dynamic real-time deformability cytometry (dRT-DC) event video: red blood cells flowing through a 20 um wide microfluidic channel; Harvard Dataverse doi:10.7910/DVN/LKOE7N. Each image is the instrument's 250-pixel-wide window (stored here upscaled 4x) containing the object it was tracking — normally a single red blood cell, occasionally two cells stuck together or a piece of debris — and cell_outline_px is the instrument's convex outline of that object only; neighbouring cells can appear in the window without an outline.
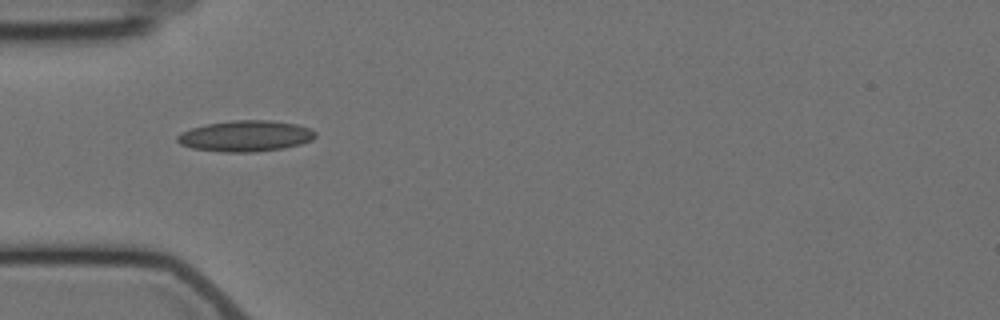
{"species": "Egyptian fruit bat (a non-hibernating species)", "species_latin": "Rousettus aegyptiacus", "temperature_condition": "cold", "stored_images_in_passage": 4, "camera_frame_rate_fps": 3000, "um_per_image_px": 0.085, "animal": {"sex": "female"}, "frame": {"image": 1, "passage_image": 1, "time_ms": 0.0, "image_size_px": [1000, 320], "cell_outline_px": [[316, 136], [312, 140], [300, 144], [284, 148], [252, 152], [220, 152], [192, 148], [180, 144], [176, 140], [176, 136], [180, 132], [192, 128], [208, 124], [232, 120], [268, 120], [296, 124], [308, 128], [316, 132]], "centroid_in_image_um": [20.85, 11.56], "position_along_channel_um": 64.1, "area_um2": 24.91}}
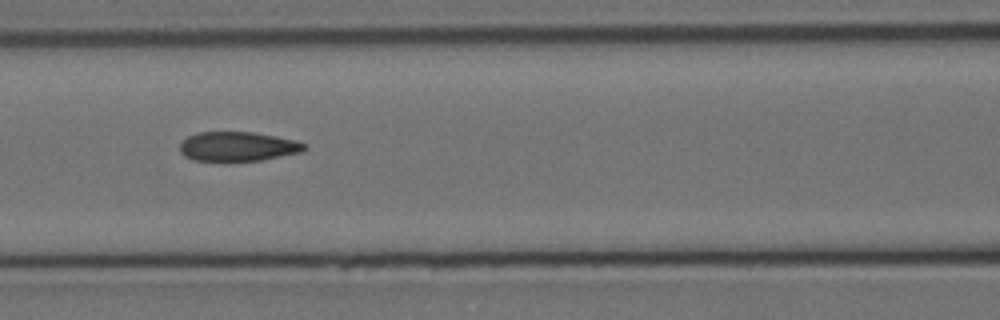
{"frame": {"image": 2, "passage_image": 3, "time_ms": 2.333, "image_size_px": [1000, 320], "cell_outline_px": [[308, 148], [300, 152], [260, 160], [192, 160], [184, 156], [180, 152], [180, 144], [188, 136], [196, 132], [252, 132], [276, 136], [296, 140], [308, 144]], "centroid_in_image_um": [20.22, 12.43], "position_along_channel_um": 146.4, "area_um2": 21.21}}
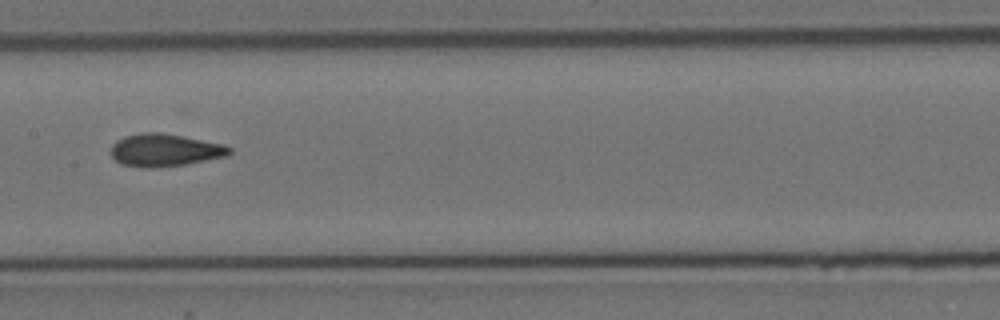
{"frame": {"image": 3, "passage_image": 4, "time_ms": 3.667, "image_size_px": [1000, 320], "cell_outline_px": [[232, 152], [228, 156], [184, 164], [152, 168], [144, 168], [120, 164], [108, 152], [112, 144], [116, 140], [124, 136], [144, 132], [160, 132], [184, 136], [224, 144], [232, 148]], "centroid_in_image_um": [13.98, 12.75], "position_along_channel_um": 193.4, "area_um2": 22.77}}